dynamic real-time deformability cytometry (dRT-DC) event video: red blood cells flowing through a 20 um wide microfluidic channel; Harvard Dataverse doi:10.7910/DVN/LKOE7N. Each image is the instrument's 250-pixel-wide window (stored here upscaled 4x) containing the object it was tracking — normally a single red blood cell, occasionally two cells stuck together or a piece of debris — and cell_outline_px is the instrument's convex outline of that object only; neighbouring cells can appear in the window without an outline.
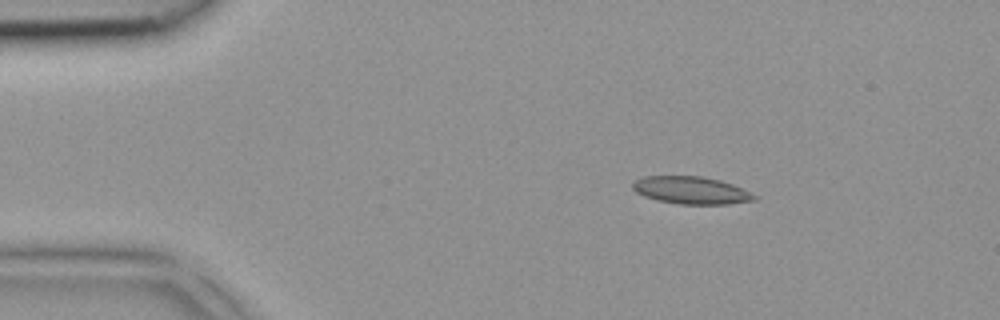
{"species": "common noctule bat (a hibernating species)", "species_latin": "Nyctalus noctula", "temperature_condition": "room temperature", "stored_images_in_passage": 4, "camera_frame_rate_fps": 3000, "um_per_image_px": 0.085, "animal": {"sex": "female", "body_mass_g": 18.4}, "frame": {"image": 1, "passage_image": 2, "time_ms": 0.333, "image_size_px": [1000, 320], "cell_outline_px": [[756, 200], [728, 204], [680, 204], [656, 200], [644, 196], [636, 192], [632, 188], [632, 180], [644, 176], [704, 176], [720, 180], [732, 184], [756, 196]], "centroid_in_image_um": [58.69, 16.17], "position_along_channel_um": 26.3, "area_um2": 19.48}}